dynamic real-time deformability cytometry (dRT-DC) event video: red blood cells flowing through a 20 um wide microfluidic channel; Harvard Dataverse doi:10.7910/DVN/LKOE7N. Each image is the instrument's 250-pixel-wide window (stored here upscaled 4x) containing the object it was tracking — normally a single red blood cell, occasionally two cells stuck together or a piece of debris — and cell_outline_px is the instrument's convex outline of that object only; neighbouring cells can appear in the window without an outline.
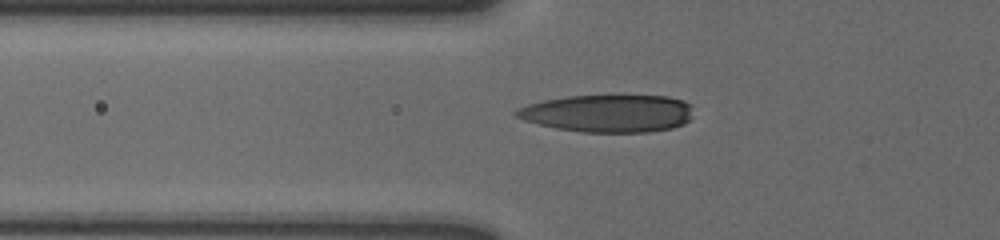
{"species": "human", "species_latin": "Homo sapiens", "temperature_condition": "cold", "stored_images_in_passage": 38, "camera_frame_rate_fps": 3000, "um_per_image_px": 0.085, "donor": {"sex": "male"}, "frame": {"image": 1, "passage_image": 2, "time_ms": 0.333, "image_size_px": [1000, 240], "cell_outline_px": [[692, 104], [688, 120], [684, 124], [672, 128], [648, 132], [580, 132], [556, 128], [524, 120], [516, 116], [512, 112], [528, 104], [544, 100], [568, 96], [668, 96], [684, 100]], "centroid_in_image_um": [51.7, 9.64], "position_along_channel_um": 74.1, "area_um2": 38.55}}
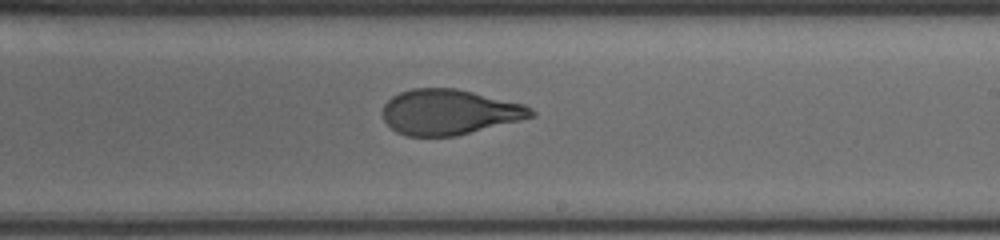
{"frame": {"image": 2, "passage_image": 17, "time_ms": 5.333, "image_size_px": [1000, 240], "cell_outline_px": [[536, 116], [456, 136], [408, 136], [396, 132], [384, 120], [384, 104], [392, 96], [400, 92], [412, 88], [456, 88], [524, 104], [532, 108], [536, 112]], "centroid_in_image_um": [38.21, 9.52], "position_along_channel_um": 250.8, "area_um2": 39.07}}
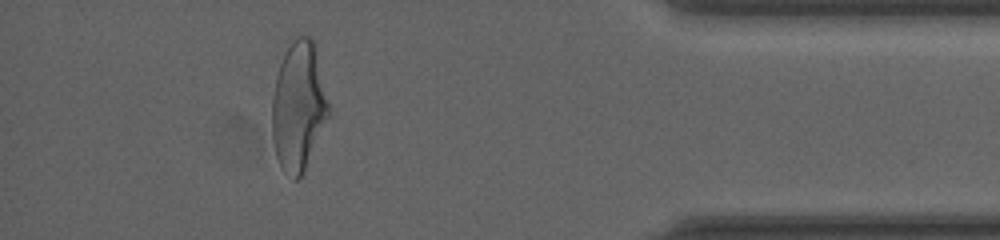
{"frame": {"image": 3, "passage_image": 33, "time_ms": 10.667, "image_size_px": [1000, 240], "cell_outline_px": [[332, 112], [300, 176], [296, 180], [292, 180], [280, 168], [276, 156], [272, 140], [272, 100], [276, 76], [280, 64], [288, 48], [300, 36], [308, 36], [316, 44], [332, 108]], "centroid_in_image_um": [25.41, 9.05], "position_along_channel_um": 409.8, "area_um2": 43.06}, "authors_computed_cell_mechanics": {"area_um2": 40.2288, "velocity_mm_per_s": 3.5933, "shape_relaxation_time_tau1_ms": 4.3291, "shape_relaxation_time_tau2_ms": 0.9997, "deformation_change_tau1": 0.1942, "deformation_change_tau2": 0.0725}}